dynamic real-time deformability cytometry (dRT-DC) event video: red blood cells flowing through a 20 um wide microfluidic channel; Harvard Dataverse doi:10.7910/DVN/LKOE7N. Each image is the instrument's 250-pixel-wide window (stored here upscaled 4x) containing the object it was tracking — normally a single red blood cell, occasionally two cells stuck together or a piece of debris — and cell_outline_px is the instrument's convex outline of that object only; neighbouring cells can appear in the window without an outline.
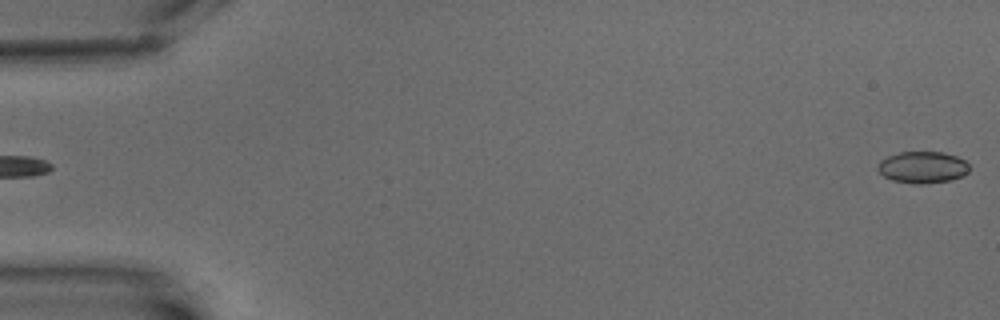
{"species": "common noctule bat (a hibernating species)", "species_latin": "Nyctalus noctula", "temperature_condition": "warm", "stored_images_in_passage": 4, "segment_of_instrument_passage": [2, 2], "camera_frame_rate_fps": 3000, "um_per_image_px": 0.085, "animal": {"sex": "male", "body_mass_g": 15.6}, "frame": {"image": 1, "passage_image": 4, "time_ms": 3.333, "image_size_px": [1000, 320], "cell_outline_px": [[968, 172], [960, 176], [948, 180], [924, 184], [912, 184], [892, 180], [884, 176], [876, 168], [876, 164], [880, 160], [888, 156], [900, 152], [944, 152], [956, 156], [964, 160], [968, 164]], "centroid_in_image_um": [78.37, 14.21], "position_along_channel_um": 6.6, "area_um2": 16.88}}